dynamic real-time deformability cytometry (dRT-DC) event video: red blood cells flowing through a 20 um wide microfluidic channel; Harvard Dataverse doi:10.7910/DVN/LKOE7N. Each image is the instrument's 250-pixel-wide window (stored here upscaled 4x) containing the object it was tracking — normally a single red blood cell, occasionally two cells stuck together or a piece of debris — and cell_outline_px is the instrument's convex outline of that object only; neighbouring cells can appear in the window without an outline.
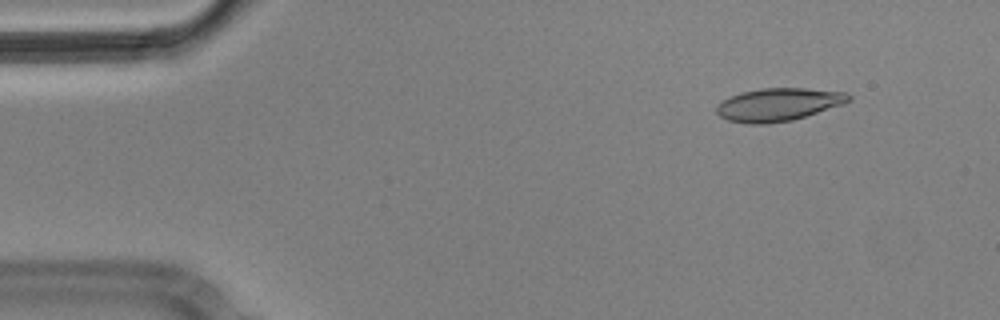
{"species": "Egyptian fruit bat (a non-hibernating species)", "species_latin": "Rousettus aegyptiacus", "temperature_condition": "cold", "stored_images_in_passage": 5, "camera_frame_rate_fps": 3000, "um_per_image_px": 0.085, "animal": {"sex": "male"}, "frame": {"image": 1, "passage_image": 2, "time_ms": 0.333, "image_size_px": [1000, 320], "cell_outline_px": [[852, 100], [844, 104], [792, 120], [768, 124], [748, 124], [728, 120], [720, 116], [716, 112], [716, 104], [732, 96], [744, 92], [760, 88], [804, 88], [844, 92], [852, 96]], "centroid_in_image_um": [66.17, 8.89], "position_along_channel_um": 18.8, "area_um2": 25.26}}